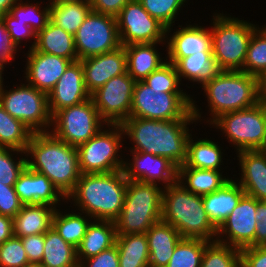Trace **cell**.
I'll return each instance as SVG.
<instances>
[{"label": "cell", "instance_id": "7dc6e473", "mask_svg": "<svg viewBox=\"0 0 266 267\" xmlns=\"http://www.w3.org/2000/svg\"><path fill=\"white\" fill-rule=\"evenodd\" d=\"M23 203L15 192L14 186L0 183V214L14 217L23 207Z\"/></svg>", "mask_w": 266, "mask_h": 267}, {"label": "cell", "instance_id": "b9f144b4", "mask_svg": "<svg viewBox=\"0 0 266 267\" xmlns=\"http://www.w3.org/2000/svg\"><path fill=\"white\" fill-rule=\"evenodd\" d=\"M148 14L166 27V36L173 30V23L187 0H138ZM177 15V16H176Z\"/></svg>", "mask_w": 266, "mask_h": 267}, {"label": "cell", "instance_id": "2e32d148", "mask_svg": "<svg viewBox=\"0 0 266 267\" xmlns=\"http://www.w3.org/2000/svg\"><path fill=\"white\" fill-rule=\"evenodd\" d=\"M256 213L257 199L245 194L217 229L216 241L240 250L255 246Z\"/></svg>", "mask_w": 266, "mask_h": 267}, {"label": "cell", "instance_id": "f546056e", "mask_svg": "<svg viewBox=\"0 0 266 267\" xmlns=\"http://www.w3.org/2000/svg\"><path fill=\"white\" fill-rule=\"evenodd\" d=\"M230 178L218 170L178 167L177 181L195 195H206L220 189ZM185 181V182H184Z\"/></svg>", "mask_w": 266, "mask_h": 267}, {"label": "cell", "instance_id": "9c48e42d", "mask_svg": "<svg viewBox=\"0 0 266 267\" xmlns=\"http://www.w3.org/2000/svg\"><path fill=\"white\" fill-rule=\"evenodd\" d=\"M130 117L176 120L196 116L192 114V98L187 93H166L136 81Z\"/></svg>", "mask_w": 266, "mask_h": 267}, {"label": "cell", "instance_id": "7bdbcfd3", "mask_svg": "<svg viewBox=\"0 0 266 267\" xmlns=\"http://www.w3.org/2000/svg\"><path fill=\"white\" fill-rule=\"evenodd\" d=\"M151 88L166 93H186L180 88V79L173 63L167 61L143 80Z\"/></svg>", "mask_w": 266, "mask_h": 267}, {"label": "cell", "instance_id": "be15d7a7", "mask_svg": "<svg viewBox=\"0 0 266 267\" xmlns=\"http://www.w3.org/2000/svg\"><path fill=\"white\" fill-rule=\"evenodd\" d=\"M265 120H266V103H265Z\"/></svg>", "mask_w": 266, "mask_h": 267}, {"label": "cell", "instance_id": "6da1fadb", "mask_svg": "<svg viewBox=\"0 0 266 267\" xmlns=\"http://www.w3.org/2000/svg\"><path fill=\"white\" fill-rule=\"evenodd\" d=\"M192 99V114L176 120H151L129 117L122 124L124 136L133 141L130 151L150 153L168 158L177 167L187 159V143L191 135L189 126L201 119L198 105ZM197 120V121H196Z\"/></svg>", "mask_w": 266, "mask_h": 267}, {"label": "cell", "instance_id": "91938a15", "mask_svg": "<svg viewBox=\"0 0 266 267\" xmlns=\"http://www.w3.org/2000/svg\"><path fill=\"white\" fill-rule=\"evenodd\" d=\"M61 2H87V3H90L91 0H50L49 3H61Z\"/></svg>", "mask_w": 266, "mask_h": 267}, {"label": "cell", "instance_id": "30bf717a", "mask_svg": "<svg viewBox=\"0 0 266 267\" xmlns=\"http://www.w3.org/2000/svg\"><path fill=\"white\" fill-rule=\"evenodd\" d=\"M106 126L108 130L102 127L95 136L76 147L81 174L123 170L125 161L118 153L123 146L124 131L121 124Z\"/></svg>", "mask_w": 266, "mask_h": 267}, {"label": "cell", "instance_id": "5b68a950", "mask_svg": "<svg viewBox=\"0 0 266 267\" xmlns=\"http://www.w3.org/2000/svg\"><path fill=\"white\" fill-rule=\"evenodd\" d=\"M206 94L211 124L221 114L256 105L258 77L242 71L221 70L213 79L201 86Z\"/></svg>", "mask_w": 266, "mask_h": 267}, {"label": "cell", "instance_id": "f907efd6", "mask_svg": "<svg viewBox=\"0 0 266 267\" xmlns=\"http://www.w3.org/2000/svg\"><path fill=\"white\" fill-rule=\"evenodd\" d=\"M241 251V267H266V246H249Z\"/></svg>", "mask_w": 266, "mask_h": 267}, {"label": "cell", "instance_id": "d6a6232c", "mask_svg": "<svg viewBox=\"0 0 266 267\" xmlns=\"http://www.w3.org/2000/svg\"><path fill=\"white\" fill-rule=\"evenodd\" d=\"M44 240L41 261L44 267H79L76 248L63 240L53 227L44 234Z\"/></svg>", "mask_w": 266, "mask_h": 267}, {"label": "cell", "instance_id": "836d02e7", "mask_svg": "<svg viewBox=\"0 0 266 267\" xmlns=\"http://www.w3.org/2000/svg\"><path fill=\"white\" fill-rule=\"evenodd\" d=\"M119 267H149L146 233L117 235Z\"/></svg>", "mask_w": 266, "mask_h": 267}, {"label": "cell", "instance_id": "7c38bea8", "mask_svg": "<svg viewBox=\"0 0 266 267\" xmlns=\"http://www.w3.org/2000/svg\"><path fill=\"white\" fill-rule=\"evenodd\" d=\"M105 126L106 123L100 118L94 101L90 98L78 105L58 110L52 116L53 131L50 132L63 142L77 147Z\"/></svg>", "mask_w": 266, "mask_h": 267}, {"label": "cell", "instance_id": "ee69618b", "mask_svg": "<svg viewBox=\"0 0 266 267\" xmlns=\"http://www.w3.org/2000/svg\"><path fill=\"white\" fill-rule=\"evenodd\" d=\"M22 154V158H13L14 154ZM24 156V158H23ZM26 152L0 146V183L7 186H14L20 173L27 166Z\"/></svg>", "mask_w": 266, "mask_h": 267}, {"label": "cell", "instance_id": "bcb514c9", "mask_svg": "<svg viewBox=\"0 0 266 267\" xmlns=\"http://www.w3.org/2000/svg\"><path fill=\"white\" fill-rule=\"evenodd\" d=\"M0 19L3 22L5 29L7 30L11 44L13 45V47L16 50L19 49L17 47L21 46L20 43L22 40L27 41V40H29L28 38H30V37H31V40H32V38H34L33 39L34 42L30 46L29 49H32L35 47L37 34L27 24H23L22 21L16 20L9 13L2 15L0 17Z\"/></svg>", "mask_w": 266, "mask_h": 267}, {"label": "cell", "instance_id": "d6986e66", "mask_svg": "<svg viewBox=\"0 0 266 267\" xmlns=\"http://www.w3.org/2000/svg\"><path fill=\"white\" fill-rule=\"evenodd\" d=\"M91 98L84 83V72L80 60L72 62L48 93L51 116L58 110L78 105Z\"/></svg>", "mask_w": 266, "mask_h": 267}, {"label": "cell", "instance_id": "8d00e7d4", "mask_svg": "<svg viewBox=\"0 0 266 267\" xmlns=\"http://www.w3.org/2000/svg\"><path fill=\"white\" fill-rule=\"evenodd\" d=\"M33 132L0 104V146L26 152Z\"/></svg>", "mask_w": 266, "mask_h": 267}, {"label": "cell", "instance_id": "277c9868", "mask_svg": "<svg viewBox=\"0 0 266 267\" xmlns=\"http://www.w3.org/2000/svg\"><path fill=\"white\" fill-rule=\"evenodd\" d=\"M161 220L175 227L182 238L216 241L217 229L204 210L202 196L179 181L163 188Z\"/></svg>", "mask_w": 266, "mask_h": 267}, {"label": "cell", "instance_id": "1f68e13d", "mask_svg": "<svg viewBox=\"0 0 266 267\" xmlns=\"http://www.w3.org/2000/svg\"><path fill=\"white\" fill-rule=\"evenodd\" d=\"M191 136L187 143L186 162L179 167L221 171L223 152L220 145L207 138L195 141Z\"/></svg>", "mask_w": 266, "mask_h": 267}, {"label": "cell", "instance_id": "7402d4cb", "mask_svg": "<svg viewBox=\"0 0 266 267\" xmlns=\"http://www.w3.org/2000/svg\"><path fill=\"white\" fill-rule=\"evenodd\" d=\"M14 188L24 205L47 204L56 208L61 199L66 200L45 175L28 166L20 173Z\"/></svg>", "mask_w": 266, "mask_h": 267}, {"label": "cell", "instance_id": "e0dca14e", "mask_svg": "<svg viewBox=\"0 0 266 267\" xmlns=\"http://www.w3.org/2000/svg\"><path fill=\"white\" fill-rule=\"evenodd\" d=\"M130 152L132 162L125 161L123 167L127 180L161 185L164 183L163 187L177 181L178 167L168 158L145 152Z\"/></svg>", "mask_w": 266, "mask_h": 267}, {"label": "cell", "instance_id": "f35d334b", "mask_svg": "<svg viewBox=\"0 0 266 267\" xmlns=\"http://www.w3.org/2000/svg\"><path fill=\"white\" fill-rule=\"evenodd\" d=\"M209 241L203 239L183 238L174 250L166 267H200Z\"/></svg>", "mask_w": 266, "mask_h": 267}, {"label": "cell", "instance_id": "f1b7e54d", "mask_svg": "<svg viewBox=\"0 0 266 267\" xmlns=\"http://www.w3.org/2000/svg\"><path fill=\"white\" fill-rule=\"evenodd\" d=\"M34 49L38 52L60 56L73 62L78 60L74 36L49 20L36 35Z\"/></svg>", "mask_w": 266, "mask_h": 267}, {"label": "cell", "instance_id": "ab89813d", "mask_svg": "<svg viewBox=\"0 0 266 267\" xmlns=\"http://www.w3.org/2000/svg\"><path fill=\"white\" fill-rule=\"evenodd\" d=\"M266 71V32L257 27L249 41L242 72L259 77Z\"/></svg>", "mask_w": 266, "mask_h": 267}, {"label": "cell", "instance_id": "ba28073f", "mask_svg": "<svg viewBox=\"0 0 266 267\" xmlns=\"http://www.w3.org/2000/svg\"><path fill=\"white\" fill-rule=\"evenodd\" d=\"M225 134L237 152L263 150L266 146L265 103L221 114L212 123Z\"/></svg>", "mask_w": 266, "mask_h": 267}, {"label": "cell", "instance_id": "c3c4849f", "mask_svg": "<svg viewBox=\"0 0 266 267\" xmlns=\"http://www.w3.org/2000/svg\"><path fill=\"white\" fill-rule=\"evenodd\" d=\"M79 267H119V253L116 244L98 255L83 260Z\"/></svg>", "mask_w": 266, "mask_h": 267}, {"label": "cell", "instance_id": "8992f818", "mask_svg": "<svg viewBox=\"0 0 266 267\" xmlns=\"http://www.w3.org/2000/svg\"><path fill=\"white\" fill-rule=\"evenodd\" d=\"M162 194L158 184L128 180L124 205L114 221L117 235L146 233L160 221Z\"/></svg>", "mask_w": 266, "mask_h": 267}, {"label": "cell", "instance_id": "7a4b0ae2", "mask_svg": "<svg viewBox=\"0 0 266 267\" xmlns=\"http://www.w3.org/2000/svg\"><path fill=\"white\" fill-rule=\"evenodd\" d=\"M26 155L27 166L45 175L65 198L74 191L81 176L75 146L63 142L51 132L33 133Z\"/></svg>", "mask_w": 266, "mask_h": 267}, {"label": "cell", "instance_id": "8fae6325", "mask_svg": "<svg viewBox=\"0 0 266 267\" xmlns=\"http://www.w3.org/2000/svg\"><path fill=\"white\" fill-rule=\"evenodd\" d=\"M0 104L7 113L22 121L33 133L50 132L52 116L48 107L47 93L21 83L9 91L2 88Z\"/></svg>", "mask_w": 266, "mask_h": 267}, {"label": "cell", "instance_id": "4316f807", "mask_svg": "<svg viewBox=\"0 0 266 267\" xmlns=\"http://www.w3.org/2000/svg\"><path fill=\"white\" fill-rule=\"evenodd\" d=\"M160 43L165 44V42H154L124 46L127 57V73L135 81H143L167 62V59L163 60L160 57L162 55L156 48V45Z\"/></svg>", "mask_w": 266, "mask_h": 267}, {"label": "cell", "instance_id": "6f0895ef", "mask_svg": "<svg viewBox=\"0 0 266 267\" xmlns=\"http://www.w3.org/2000/svg\"><path fill=\"white\" fill-rule=\"evenodd\" d=\"M20 0H0V17L9 13L10 9Z\"/></svg>", "mask_w": 266, "mask_h": 267}, {"label": "cell", "instance_id": "681fc988", "mask_svg": "<svg viewBox=\"0 0 266 267\" xmlns=\"http://www.w3.org/2000/svg\"><path fill=\"white\" fill-rule=\"evenodd\" d=\"M29 262L41 263L44 252V234L21 237Z\"/></svg>", "mask_w": 266, "mask_h": 267}, {"label": "cell", "instance_id": "816d5d0a", "mask_svg": "<svg viewBox=\"0 0 266 267\" xmlns=\"http://www.w3.org/2000/svg\"><path fill=\"white\" fill-rule=\"evenodd\" d=\"M130 0H91L92 11L117 17Z\"/></svg>", "mask_w": 266, "mask_h": 267}, {"label": "cell", "instance_id": "5bb4252c", "mask_svg": "<svg viewBox=\"0 0 266 267\" xmlns=\"http://www.w3.org/2000/svg\"><path fill=\"white\" fill-rule=\"evenodd\" d=\"M116 19L123 46L166 42V27L148 14L138 0H130Z\"/></svg>", "mask_w": 266, "mask_h": 267}, {"label": "cell", "instance_id": "3957f363", "mask_svg": "<svg viewBox=\"0 0 266 267\" xmlns=\"http://www.w3.org/2000/svg\"><path fill=\"white\" fill-rule=\"evenodd\" d=\"M127 179L123 170L111 173L81 174L66 201L93 220L115 221L124 205Z\"/></svg>", "mask_w": 266, "mask_h": 267}, {"label": "cell", "instance_id": "680465c9", "mask_svg": "<svg viewBox=\"0 0 266 267\" xmlns=\"http://www.w3.org/2000/svg\"><path fill=\"white\" fill-rule=\"evenodd\" d=\"M10 61H0V90L4 87V84H3V71L5 69V64L9 63Z\"/></svg>", "mask_w": 266, "mask_h": 267}, {"label": "cell", "instance_id": "9a60e30c", "mask_svg": "<svg viewBox=\"0 0 266 267\" xmlns=\"http://www.w3.org/2000/svg\"><path fill=\"white\" fill-rule=\"evenodd\" d=\"M135 82L124 73L111 78L91 94L100 118L106 124H122L130 117Z\"/></svg>", "mask_w": 266, "mask_h": 267}, {"label": "cell", "instance_id": "e575fe53", "mask_svg": "<svg viewBox=\"0 0 266 267\" xmlns=\"http://www.w3.org/2000/svg\"><path fill=\"white\" fill-rule=\"evenodd\" d=\"M91 11L87 2L51 3L50 20L74 36Z\"/></svg>", "mask_w": 266, "mask_h": 267}, {"label": "cell", "instance_id": "9f6ffc18", "mask_svg": "<svg viewBox=\"0 0 266 267\" xmlns=\"http://www.w3.org/2000/svg\"><path fill=\"white\" fill-rule=\"evenodd\" d=\"M258 98L260 102L266 103V71L258 77Z\"/></svg>", "mask_w": 266, "mask_h": 267}, {"label": "cell", "instance_id": "ac0fdd59", "mask_svg": "<svg viewBox=\"0 0 266 267\" xmlns=\"http://www.w3.org/2000/svg\"><path fill=\"white\" fill-rule=\"evenodd\" d=\"M26 54V83L47 94L73 62L60 56L38 52L34 48L28 49Z\"/></svg>", "mask_w": 266, "mask_h": 267}, {"label": "cell", "instance_id": "db71d44e", "mask_svg": "<svg viewBox=\"0 0 266 267\" xmlns=\"http://www.w3.org/2000/svg\"><path fill=\"white\" fill-rule=\"evenodd\" d=\"M17 50L9 40L7 30L0 19V61H12Z\"/></svg>", "mask_w": 266, "mask_h": 267}, {"label": "cell", "instance_id": "d4e9b609", "mask_svg": "<svg viewBox=\"0 0 266 267\" xmlns=\"http://www.w3.org/2000/svg\"><path fill=\"white\" fill-rule=\"evenodd\" d=\"M244 195L245 192L239 183L230 179L220 189L202 196L204 210L216 229L231 214Z\"/></svg>", "mask_w": 266, "mask_h": 267}, {"label": "cell", "instance_id": "94428289", "mask_svg": "<svg viewBox=\"0 0 266 267\" xmlns=\"http://www.w3.org/2000/svg\"><path fill=\"white\" fill-rule=\"evenodd\" d=\"M23 267H44L41 263H36V262H29Z\"/></svg>", "mask_w": 266, "mask_h": 267}, {"label": "cell", "instance_id": "4dcf8cb0", "mask_svg": "<svg viewBox=\"0 0 266 267\" xmlns=\"http://www.w3.org/2000/svg\"><path fill=\"white\" fill-rule=\"evenodd\" d=\"M179 79L185 78L197 84L213 79L221 70L212 52H201L181 58L175 64Z\"/></svg>", "mask_w": 266, "mask_h": 267}, {"label": "cell", "instance_id": "44dd1931", "mask_svg": "<svg viewBox=\"0 0 266 267\" xmlns=\"http://www.w3.org/2000/svg\"><path fill=\"white\" fill-rule=\"evenodd\" d=\"M170 35L167 40V61L174 65L181 59L201 52H212L211 32L208 28L196 25H187Z\"/></svg>", "mask_w": 266, "mask_h": 267}, {"label": "cell", "instance_id": "cb8c5ba5", "mask_svg": "<svg viewBox=\"0 0 266 267\" xmlns=\"http://www.w3.org/2000/svg\"><path fill=\"white\" fill-rule=\"evenodd\" d=\"M149 249V267H166L176 245L183 239L175 227L162 220L146 232Z\"/></svg>", "mask_w": 266, "mask_h": 267}, {"label": "cell", "instance_id": "ffe728a7", "mask_svg": "<svg viewBox=\"0 0 266 267\" xmlns=\"http://www.w3.org/2000/svg\"><path fill=\"white\" fill-rule=\"evenodd\" d=\"M84 72V83L92 94L111 78L127 73V57L124 46L113 51L80 60Z\"/></svg>", "mask_w": 266, "mask_h": 267}, {"label": "cell", "instance_id": "83f0119b", "mask_svg": "<svg viewBox=\"0 0 266 267\" xmlns=\"http://www.w3.org/2000/svg\"><path fill=\"white\" fill-rule=\"evenodd\" d=\"M116 226L114 221L93 220L89 224L86 234L76 248L79 264L102 251L111 248L116 243Z\"/></svg>", "mask_w": 266, "mask_h": 267}, {"label": "cell", "instance_id": "74e56055", "mask_svg": "<svg viewBox=\"0 0 266 267\" xmlns=\"http://www.w3.org/2000/svg\"><path fill=\"white\" fill-rule=\"evenodd\" d=\"M200 267H241V251L218 241L209 242Z\"/></svg>", "mask_w": 266, "mask_h": 267}, {"label": "cell", "instance_id": "484cf974", "mask_svg": "<svg viewBox=\"0 0 266 267\" xmlns=\"http://www.w3.org/2000/svg\"><path fill=\"white\" fill-rule=\"evenodd\" d=\"M57 208L47 204L23 205L13 217V233L16 237L45 234L52 227Z\"/></svg>", "mask_w": 266, "mask_h": 267}, {"label": "cell", "instance_id": "11a10c76", "mask_svg": "<svg viewBox=\"0 0 266 267\" xmlns=\"http://www.w3.org/2000/svg\"><path fill=\"white\" fill-rule=\"evenodd\" d=\"M13 236V218L0 214V246Z\"/></svg>", "mask_w": 266, "mask_h": 267}, {"label": "cell", "instance_id": "60d3db41", "mask_svg": "<svg viewBox=\"0 0 266 267\" xmlns=\"http://www.w3.org/2000/svg\"><path fill=\"white\" fill-rule=\"evenodd\" d=\"M40 3L36 5L20 0L9 11V14L23 24H27L36 34L43 30L50 20V4L40 10Z\"/></svg>", "mask_w": 266, "mask_h": 267}, {"label": "cell", "instance_id": "f5cc1de1", "mask_svg": "<svg viewBox=\"0 0 266 267\" xmlns=\"http://www.w3.org/2000/svg\"><path fill=\"white\" fill-rule=\"evenodd\" d=\"M255 246H266V201L257 200Z\"/></svg>", "mask_w": 266, "mask_h": 267}, {"label": "cell", "instance_id": "f6af8a7d", "mask_svg": "<svg viewBox=\"0 0 266 267\" xmlns=\"http://www.w3.org/2000/svg\"><path fill=\"white\" fill-rule=\"evenodd\" d=\"M29 263L21 238L13 236L0 246V267H23Z\"/></svg>", "mask_w": 266, "mask_h": 267}, {"label": "cell", "instance_id": "d590c367", "mask_svg": "<svg viewBox=\"0 0 266 267\" xmlns=\"http://www.w3.org/2000/svg\"><path fill=\"white\" fill-rule=\"evenodd\" d=\"M83 213H61L56 209L52 219V227L61 236L63 240L75 248L79 246L86 234L87 228L91 223L92 217ZM87 216V217H86ZM90 220H89V219Z\"/></svg>", "mask_w": 266, "mask_h": 267}, {"label": "cell", "instance_id": "6125c7cd", "mask_svg": "<svg viewBox=\"0 0 266 267\" xmlns=\"http://www.w3.org/2000/svg\"><path fill=\"white\" fill-rule=\"evenodd\" d=\"M261 28L266 32V25H264V27H263V25H262Z\"/></svg>", "mask_w": 266, "mask_h": 267}, {"label": "cell", "instance_id": "603a6c76", "mask_svg": "<svg viewBox=\"0 0 266 267\" xmlns=\"http://www.w3.org/2000/svg\"><path fill=\"white\" fill-rule=\"evenodd\" d=\"M241 167L239 185L246 195L266 201V153L263 150L237 152Z\"/></svg>", "mask_w": 266, "mask_h": 267}, {"label": "cell", "instance_id": "4fadbf2b", "mask_svg": "<svg viewBox=\"0 0 266 267\" xmlns=\"http://www.w3.org/2000/svg\"><path fill=\"white\" fill-rule=\"evenodd\" d=\"M78 60L113 51L121 46L117 19L91 11L74 35Z\"/></svg>", "mask_w": 266, "mask_h": 267}, {"label": "cell", "instance_id": "52a82bcc", "mask_svg": "<svg viewBox=\"0 0 266 267\" xmlns=\"http://www.w3.org/2000/svg\"><path fill=\"white\" fill-rule=\"evenodd\" d=\"M212 53L220 70L242 71L255 24L221 13L212 16Z\"/></svg>", "mask_w": 266, "mask_h": 267}]
</instances>
